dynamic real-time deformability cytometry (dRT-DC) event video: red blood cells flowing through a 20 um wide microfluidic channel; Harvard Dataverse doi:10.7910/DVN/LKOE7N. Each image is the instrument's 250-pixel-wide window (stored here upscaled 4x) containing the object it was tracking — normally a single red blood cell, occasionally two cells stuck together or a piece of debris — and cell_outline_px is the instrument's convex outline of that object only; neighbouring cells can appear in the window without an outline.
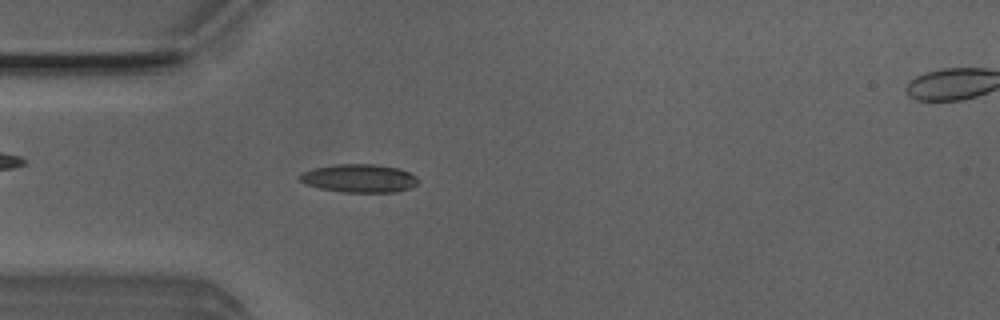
{"species": "Egyptian fruit bat (a non-hibernating species)", "species_latin": "Rousettus aegyptiacus", "temperature_condition": "room temperature", "stored_images_in_passage": 51, "camera_frame_rate_fps": 3000, "um_per_image_px": 0.085, "animal": {"sex": "male"}, "frame": {"image": 1, "passage_image": 14, "time_ms": 4.333, "image_size_px": [1000, 320], "cell_outline_px": [[420, 180], [416, 184], [408, 188], [396, 192], [344, 192], [320, 188], [308, 184], [300, 180], [300, 176], [304, 172], [312, 168], [336, 164], [372, 164], [400, 168], [416, 176]], "centroid_in_image_um": [30.57, 15.15], "position_along_channel_um": 54.4, "area_um2": 19.31}}
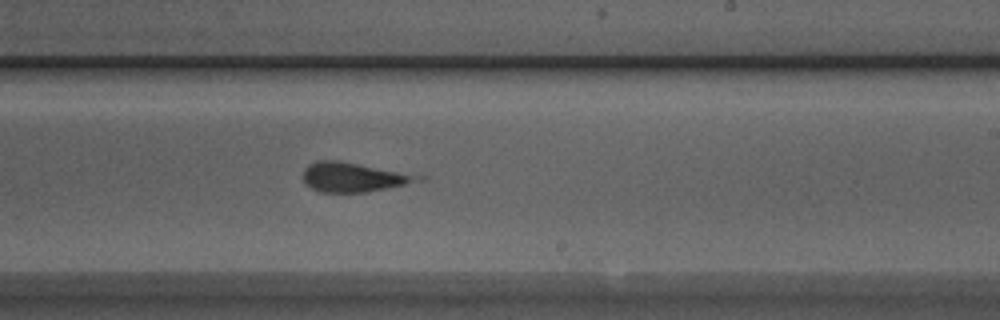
{"frame": {"image": 2, "passage_image": 30, "time_ms": 9.667, "image_size_px": [1000, 320], "cell_outline_px": [[428, 176], [424, 180], [364, 192], [320, 192], [304, 184], [304, 168], [308, 164], [316, 160], [340, 160]], "centroid_in_image_um": [30.05, 15.03], "position_along_channel_um": 258.9, "area_um2": 19.83}}
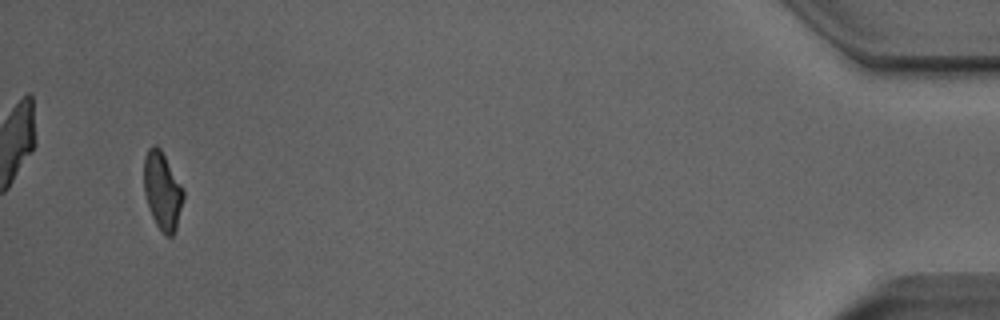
{"frame": {"image": 3, "passage_image": 49, "time_ms": 16.0, "image_size_px": [1000, 320], "cell_outline_px": [[184, 196], [176, 228], [172, 236], [164, 236], [160, 232], [152, 216], [144, 192], [144, 156], [148, 148], [152, 144], [156, 144], [160, 148], [184, 188]], "centroid_in_image_um": [13.8, 16.2], "position_along_channel_um": 421.4, "area_um2": 17.98}, "authors_computed_cell_mechanics": {"area_um2": 19.3052, "velocity_mm_per_s": 3.9234, "shape_relaxation_time_tau1_ms": 3.7352, "shape_relaxation_time_tau2_ms": 1.9055, "deformation_change_tau1": 0.1186, "deformation_change_tau2": 0.1431}}